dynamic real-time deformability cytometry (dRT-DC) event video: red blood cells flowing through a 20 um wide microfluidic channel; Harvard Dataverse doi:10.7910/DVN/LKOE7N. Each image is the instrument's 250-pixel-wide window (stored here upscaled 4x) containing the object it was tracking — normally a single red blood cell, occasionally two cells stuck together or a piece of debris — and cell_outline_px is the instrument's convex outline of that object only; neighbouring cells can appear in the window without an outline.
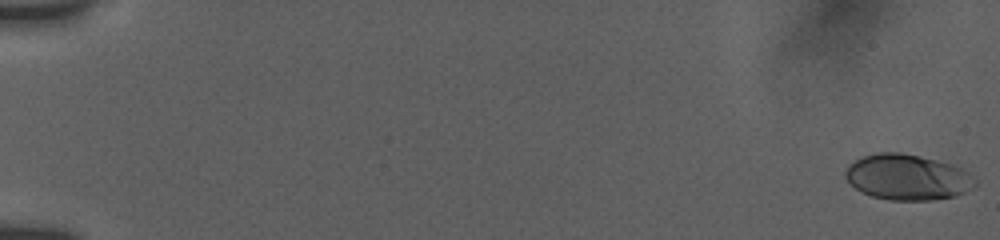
{"species": "human", "species_latin": "Homo sapiens", "temperature_condition": "room temperature", "stored_images_in_passage": 8, "camera_frame_rate_fps": 3000, "um_per_image_px": 0.085, "donor": {"sex": "female"}, "frame": {"image": 1, "passage_image": 1, "time_ms": 0.0, "image_size_px": [1000, 240], "cell_outline_px": [[976, 188], [956, 196], [932, 200], [888, 200], [872, 196], [856, 188], [844, 176], [844, 172], [848, 164], [864, 156], [880, 152], [900, 152], [920, 156], [952, 164], [964, 168], [976, 180]], "centroid_in_image_um": [77.17, 15.06], "position_along_channel_um": 7.8, "area_um2": 34.68}}
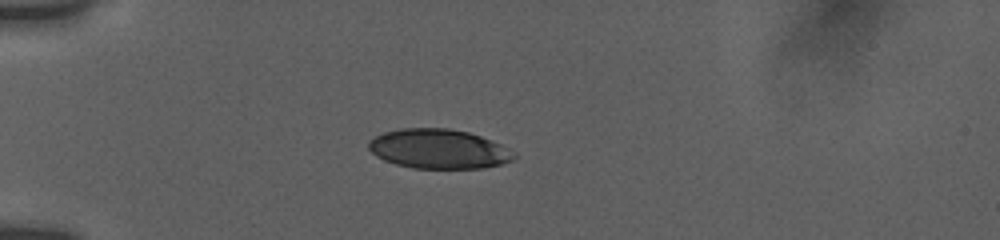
{"frame": {"image": 2, "passage_image": 7, "time_ms": 5.333, "image_size_px": [1000, 240], "cell_outline_px": [[516, 156], [512, 160], [500, 164], [484, 168], [412, 168], [396, 164], [384, 160], [376, 156], [368, 148], [368, 140], [384, 132], [400, 128], [448, 128], [468, 132], [480, 136], [500, 144], [508, 148]], "centroid_in_image_um": [37.25, 12.65], "position_along_channel_um": 47.7, "area_um2": 33.35}}